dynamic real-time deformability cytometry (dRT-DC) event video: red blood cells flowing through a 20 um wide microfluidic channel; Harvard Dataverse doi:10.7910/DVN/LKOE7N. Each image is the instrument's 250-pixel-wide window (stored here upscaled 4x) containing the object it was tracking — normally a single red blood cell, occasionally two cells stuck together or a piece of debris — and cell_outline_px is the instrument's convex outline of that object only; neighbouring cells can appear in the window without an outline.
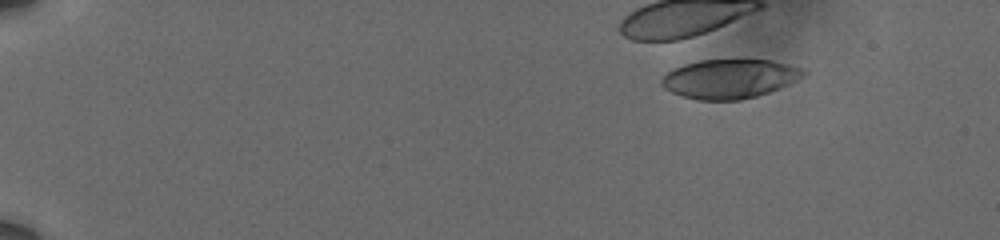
{"species": "human", "species_latin": "Homo sapiens", "temperature_condition": "cold", "stored_images_in_passage": 33, "camera_frame_rate_fps": 3000, "um_per_image_px": 0.085, "donor": {"sex": "male"}, "frame": {"image": 1, "passage_image": 1, "time_ms": 0.0, "image_size_px": [1000, 240], "cell_outline_px": [[808, 72], [796, 80], [780, 88], [756, 96], [740, 100], [696, 100], [680, 96], [664, 88], [660, 84], [660, 80], [672, 68], [684, 64], [700, 60], [744, 56], [772, 60], [788, 64], [800, 68]], "centroid_in_image_um": [62.0, 6.65], "position_along_channel_um": 23.0, "area_um2": 33.41}}
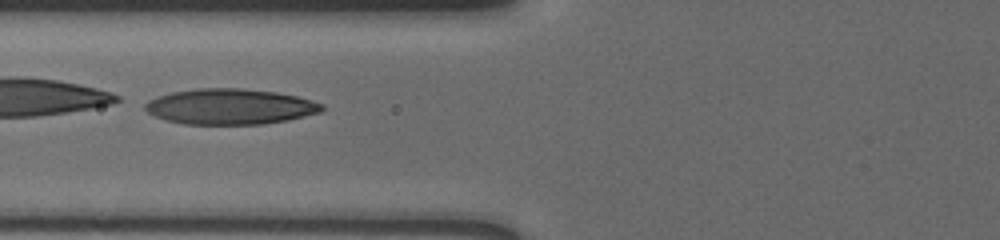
{"frame": {"image": 2, "passage_image": 15, "time_ms": 4.667, "image_size_px": [1000, 240], "cell_outline_px": [[324, 108], [320, 112], [288, 120], [264, 124], [184, 124], [164, 120], [148, 112], [144, 108], [144, 104], [148, 100], [156, 96], [172, 92], [196, 88], [244, 88], [276, 92], [296, 96], [312, 100], [324, 104]], "centroid_in_image_um": [19.54, 9.05], "position_along_channel_um": 106.3, "area_um2": 36.88}}
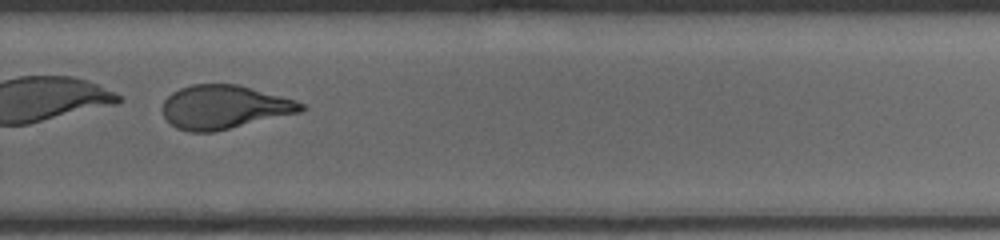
{"frame": {"image": 3, "passage_image": 28, "time_ms": 9.0, "image_size_px": [1000, 240], "cell_outline_px": [[308, 108], [300, 112], [212, 132], [188, 132], [176, 128], [164, 116], [164, 100], [172, 92], [180, 88], [192, 84], [236, 84], [296, 100], [304, 104]], "centroid_in_image_um": [19.06, 9.1], "position_along_channel_um": 310.7, "area_um2": 34.91}, "authors_computed_cell_mechanics": {"area_um2": 36.0672, "velocity_mm_per_s": 3.6473, "shape_relaxation_time_tau1_ms": 1.4712, "shape_relaxation_time_tau2_ms": 1.7143, "deformation_change_tau1": 0.3097, "deformation_change_tau2": 0.0962}}